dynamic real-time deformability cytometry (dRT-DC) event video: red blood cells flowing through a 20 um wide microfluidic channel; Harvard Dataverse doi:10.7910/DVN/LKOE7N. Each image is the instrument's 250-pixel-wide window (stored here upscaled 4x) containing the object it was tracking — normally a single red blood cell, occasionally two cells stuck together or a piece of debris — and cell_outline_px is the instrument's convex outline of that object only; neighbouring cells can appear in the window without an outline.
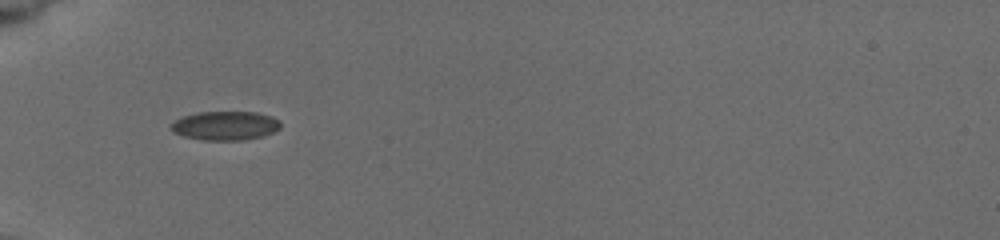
{"species": "common noctule bat (a hibernating species)", "species_latin": "Nyctalus noctula", "temperature_condition": "cold", "stored_images_in_passage": 2, "camera_frame_rate_fps": 3000, "um_per_image_px": 0.085, "animal": {"sex": "female", "body_mass_g": 19.5, "forearm_length_mm": 54.1}, "frame": {"image": 1, "passage_image": 1, "time_ms": 0.0, "image_size_px": [1000, 240], "cell_outline_px": [[280, 128], [264, 136], [244, 140], [204, 140], [184, 136], [172, 132], [172, 124], [176, 120], [184, 116], [196, 112], [256, 112], [272, 116], [280, 120]], "centroid_in_image_um": [19.18, 10.68], "position_along_channel_um": 65.8, "area_um2": 18.44}}